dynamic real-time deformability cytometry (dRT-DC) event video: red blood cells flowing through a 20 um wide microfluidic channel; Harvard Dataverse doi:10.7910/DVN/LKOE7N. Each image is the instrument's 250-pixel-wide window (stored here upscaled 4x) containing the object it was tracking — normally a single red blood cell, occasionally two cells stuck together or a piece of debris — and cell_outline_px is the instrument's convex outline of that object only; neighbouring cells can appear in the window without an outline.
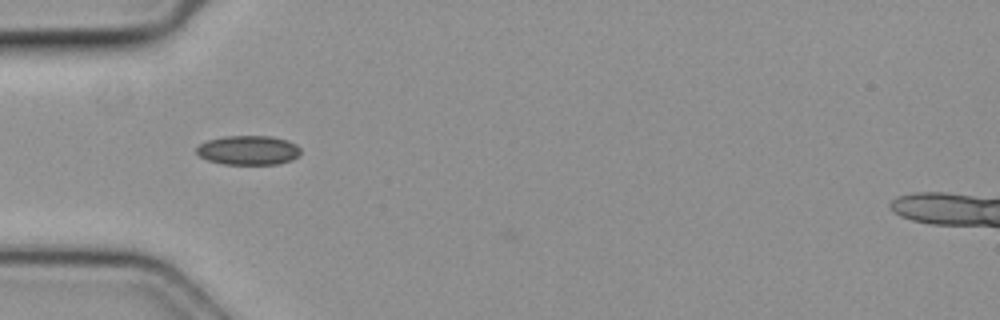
{"species": "common noctule bat (a hibernating species)", "species_latin": "Nyctalus noctula", "temperature_condition": "cold", "stored_images_in_passage": 8, "camera_frame_rate_fps": 3000, "um_per_image_px": 0.085, "animal": {"sex": "female", "body_mass_g": 19.3, "forearm_length_mm": 54.1}, "frame": {"image": 1, "passage_image": 6, "time_ms": 1.667, "image_size_px": [1000, 320], "cell_outline_px": [[300, 156], [292, 160], [276, 164], [224, 164], [208, 160], [200, 156], [196, 152], [196, 148], [200, 144], [208, 140], [224, 136], [272, 136], [288, 140], [296, 144], [300, 148]], "centroid_in_image_um": [21.14, 12.76], "position_along_channel_um": 63.9, "area_um2": 17.86}}